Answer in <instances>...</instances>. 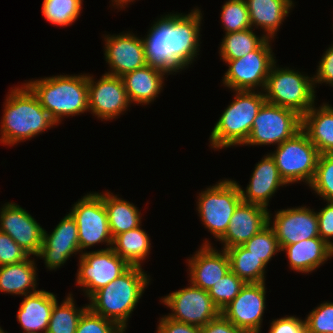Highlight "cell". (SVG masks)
<instances>
[{
    "mask_svg": "<svg viewBox=\"0 0 333 333\" xmlns=\"http://www.w3.org/2000/svg\"><path fill=\"white\" fill-rule=\"evenodd\" d=\"M202 17L200 9L193 8L188 14L168 13L153 22L142 37L146 64L167 75L189 67L199 55Z\"/></svg>",
    "mask_w": 333,
    "mask_h": 333,
    "instance_id": "cell-1",
    "label": "cell"
},
{
    "mask_svg": "<svg viewBox=\"0 0 333 333\" xmlns=\"http://www.w3.org/2000/svg\"><path fill=\"white\" fill-rule=\"evenodd\" d=\"M8 93L3 106L0 143L13 146L57 126L25 84L11 88Z\"/></svg>",
    "mask_w": 333,
    "mask_h": 333,
    "instance_id": "cell-2",
    "label": "cell"
},
{
    "mask_svg": "<svg viewBox=\"0 0 333 333\" xmlns=\"http://www.w3.org/2000/svg\"><path fill=\"white\" fill-rule=\"evenodd\" d=\"M149 282L150 275L142 267L130 266L115 280L96 291L89 298L88 308L126 331L129 317Z\"/></svg>",
    "mask_w": 333,
    "mask_h": 333,
    "instance_id": "cell-3",
    "label": "cell"
},
{
    "mask_svg": "<svg viewBox=\"0 0 333 333\" xmlns=\"http://www.w3.org/2000/svg\"><path fill=\"white\" fill-rule=\"evenodd\" d=\"M58 125L66 116L89 111L88 75H57L24 83Z\"/></svg>",
    "mask_w": 333,
    "mask_h": 333,
    "instance_id": "cell-4",
    "label": "cell"
},
{
    "mask_svg": "<svg viewBox=\"0 0 333 333\" xmlns=\"http://www.w3.org/2000/svg\"><path fill=\"white\" fill-rule=\"evenodd\" d=\"M234 100L223 111L209 137L211 148L223 149L243 145L254 118L266 102L263 91L235 90Z\"/></svg>",
    "mask_w": 333,
    "mask_h": 333,
    "instance_id": "cell-5",
    "label": "cell"
},
{
    "mask_svg": "<svg viewBox=\"0 0 333 333\" xmlns=\"http://www.w3.org/2000/svg\"><path fill=\"white\" fill-rule=\"evenodd\" d=\"M314 78L298 70L272 65L267 77L264 95L266 102L291 109L303 116L315 102Z\"/></svg>",
    "mask_w": 333,
    "mask_h": 333,
    "instance_id": "cell-6",
    "label": "cell"
},
{
    "mask_svg": "<svg viewBox=\"0 0 333 333\" xmlns=\"http://www.w3.org/2000/svg\"><path fill=\"white\" fill-rule=\"evenodd\" d=\"M197 209L203 225L219 240L226 232L230 219L242 201L238 182L223 179L197 196Z\"/></svg>",
    "mask_w": 333,
    "mask_h": 333,
    "instance_id": "cell-7",
    "label": "cell"
},
{
    "mask_svg": "<svg viewBox=\"0 0 333 333\" xmlns=\"http://www.w3.org/2000/svg\"><path fill=\"white\" fill-rule=\"evenodd\" d=\"M270 155L286 184L303 181L310 185L313 181L320 153L303 130L278 145Z\"/></svg>",
    "mask_w": 333,
    "mask_h": 333,
    "instance_id": "cell-8",
    "label": "cell"
},
{
    "mask_svg": "<svg viewBox=\"0 0 333 333\" xmlns=\"http://www.w3.org/2000/svg\"><path fill=\"white\" fill-rule=\"evenodd\" d=\"M272 39L267 38L256 50L235 60H223L228 70L222 77L223 85L235 90L264 91L267 77L276 62L270 46ZM259 87V88H258Z\"/></svg>",
    "mask_w": 333,
    "mask_h": 333,
    "instance_id": "cell-9",
    "label": "cell"
},
{
    "mask_svg": "<svg viewBox=\"0 0 333 333\" xmlns=\"http://www.w3.org/2000/svg\"><path fill=\"white\" fill-rule=\"evenodd\" d=\"M302 130V116L297 112L265 102L254 118L251 132L243 146L282 144Z\"/></svg>",
    "mask_w": 333,
    "mask_h": 333,
    "instance_id": "cell-10",
    "label": "cell"
},
{
    "mask_svg": "<svg viewBox=\"0 0 333 333\" xmlns=\"http://www.w3.org/2000/svg\"><path fill=\"white\" fill-rule=\"evenodd\" d=\"M70 214L77 223L80 253L103 242L112 248L113 238L103 203V193H87L73 204Z\"/></svg>",
    "mask_w": 333,
    "mask_h": 333,
    "instance_id": "cell-11",
    "label": "cell"
},
{
    "mask_svg": "<svg viewBox=\"0 0 333 333\" xmlns=\"http://www.w3.org/2000/svg\"><path fill=\"white\" fill-rule=\"evenodd\" d=\"M76 283L89 299L96 291L123 274L130 265L112 248L79 253Z\"/></svg>",
    "mask_w": 333,
    "mask_h": 333,
    "instance_id": "cell-12",
    "label": "cell"
},
{
    "mask_svg": "<svg viewBox=\"0 0 333 333\" xmlns=\"http://www.w3.org/2000/svg\"><path fill=\"white\" fill-rule=\"evenodd\" d=\"M161 299V303L172 311L166 316L178 322L203 327L221 314L208 291L191 283Z\"/></svg>",
    "mask_w": 333,
    "mask_h": 333,
    "instance_id": "cell-13",
    "label": "cell"
},
{
    "mask_svg": "<svg viewBox=\"0 0 333 333\" xmlns=\"http://www.w3.org/2000/svg\"><path fill=\"white\" fill-rule=\"evenodd\" d=\"M131 105L121 77L103 74L94 80L88 74L89 112L101 121L113 120Z\"/></svg>",
    "mask_w": 333,
    "mask_h": 333,
    "instance_id": "cell-14",
    "label": "cell"
},
{
    "mask_svg": "<svg viewBox=\"0 0 333 333\" xmlns=\"http://www.w3.org/2000/svg\"><path fill=\"white\" fill-rule=\"evenodd\" d=\"M266 289L265 282L246 283L240 293L222 309L221 314L248 333H261Z\"/></svg>",
    "mask_w": 333,
    "mask_h": 333,
    "instance_id": "cell-15",
    "label": "cell"
},
{
    "mask_svg": "<svg viewBox=\"0 0 333 333\" xmlns=\"http://www.w3.org/2000/svg\"><path fill=\"white\" fill-rule=\"evenodd\" d=\"M268 212V224L273 228L280 248L297 242L319 237L317 211L299 206L278 210L272 222Z\"/></svg>",
    "mask_w": 333,
    "mask_h": 333,
    "instance_id": "cell-16",
    "label": "cell"
},
{
    "mask_svg": "<svg viewBox=\"0 0 333 333\" xmlns=\"http://www.w3.org/2000/svg\"><path fill=\"white\" fill-rule=\"evenodd\" d=\"M104 56L110 70L105 74L121 77L146 66L143 39L134 33L105 35Z\"/></svg>",
    "mask_w": 333,
    "mask_h": 333,
    "instance_id": "cell-17",
    "label": "cell"
},
{
    "mask_svg": "<svg viewBox=\"0 0 333 333\" xmlns=\"http://www.w3.org/2000/svg\"><path fill=\"white\" fill-rule=\"evenodd\" d=\"M42 226L16 203L6 202L0 208V231L9 235L29 256L40 251Z\"/></svg>",
    "mask_w": 333,
    "mask_h": 333,
    "instance_id": "cell-18",
    "label": "cell"
},
{
    "mask_svg": "<svg viewBox=\"0 0 333 333\" xmlns=\"http://www.w3.org/2000/svg\"><path fill=\"white\" fill-rule=\"evenodd\" d=\"M77 252H80L77 223L68 213L51 234L43 230L42 245L36 257L43 258L45 267L49 270H56Z\"/></svg>",
    "mask_w": 333,
    "mask_h": 333,
    "instance_id": "cell-19",
    "label": "cell"
},
{
    "mask_svg": "<svg viewBox=\"0 0 333 333\" xmlns=\"http://www.w3.org/2000/svg\"><path fill=\"white\" fill-rule=\"evenodd\" d=\"M199 250L187 259L190 283L208 291L230 269V260L225 249L218 251L206 239Z\"/></svg>",
    "mask_w": 333,
    "mask_h": 333,
    "instance_id": "cell-20",
    "label": "cell"
},
{
    "mask_svg": "<svg viewBox=\"0 0 333 333\" xmlns=\"http://www.w3.org/2000/svg\"><path fill=\"white\" fill-rule=\"evenodd\" d=\"M269 209L241 201L235 209L225 234L218 240L223 249L244 245L268 224Z\"/></svg>",
    "mask_w": 333,
    "mask_h": 333,
    "instance_id": "cell-21",
    "label": "cell"
},
{
    "mask_svg": "<svg viewBox=\"0 0 333 333\" xmlns=\"http://www.w3.org/2000/svg\"><path fill=\"white\" fill-rule=\"evenodd\" d=\"M287 184L281 178L273 157L269 154L261 159L254 168L250 182L243 190L240 186L242 201L268 207L270 198L280 186Z\"/></svg>",
    "mask_w": 333,
    "mask_h": 333,
    "instance_id": "cell-22",
    "label": "cell"
},
{
    "mask_svg": "<svg viewBox=\"0 0 333 333\" xmlns=\"http://www.w3.org/2000/svg\"><path fill=\"white\" fill-rule=\"evenodd\" d=\"M57 296L46 290L24 296L17 312L23 333H46Z\"/></svg>",
    "mask_w": 333,
    "mask_h": 333,
    "instance_id": "cell-23",
    "label": "cell"
},
{
    "mask_svg": "<svg viewBox=\"0 0 333 333\" xmlns=\"http://www.w3.org/2000/svg\"><path fill=\"white\" fill-rule=\"evenodd\" d=\"M166 75L162 70L146 65L121 76L131 104L144 106L153 102L163 89Z\"/></svg>",
    "mask_w": 333,
    "mask_h": 333,
    "instance_id": "cell-24",
    "label": "cell"
},
{
    "mask_svg": "<svg viewBox=\"0 0 333 333\" xmlns=\"http://www.w3.org/2000/svg\"><path fill=\"white\" fill-rule=\"evenodd\" d=\"M251 26L261 27L266 38L273 39L294 7L293 0H245Z\"/></svg>",
    "mask_w": 333,
    "mask_h": 333,
    "instance_id": "cell-25",
    "label": "cell"
},
{
    "mask_svg": "<svg viewBox=\"0 0 333 333\" xmlns=\"http://www.w3.org/2000/svg\"><path fill=\"white\" fill-rule=\"evenodd\" d=\"M287 254L291 270L301 273H312L325 261L333 257L331 247L321 238H311L281 249Z\"/></svg>",
    "mask_w": 333,
    "mask_h": 333,
    "instance_id": "cell-26",
    "label": "cell"
},
{
    "mask_svg": "<svg viewBox=\"0 0 333 333\" xmlns=\"http://www.w3.org/2000/svg\"><path fill=\"white\" fill-rule=\"evenodd\" d=\"M302 130L320 154H333V107L315 104L302 116Z\"/></svg>",
    "mask_w": 333,
    "mask_h": 333,
    "instance_id": "cell-27",
    "label": "cell"
},
{
    "mask_svg": "<svg viewBox=\"0 0 333 333\" xmlns=\"http://www.w3.org/2000/svg\"><path fill=\"white\" fill-rule=\"evenodd\" d=\"M36 270V263L30 257L18 263L0 266V292L25 296L39 291L36 290Z\"/></svg>",
    "mask_w": 333,
    "mask_h": 333,
    "instance_id": "cell-28",
    "label": "cell"
},
{
    "mask_svg": "<svg viewBox=\"0 0 333 333\" xmlns=\"http://www.w3.org/2000/svg\"><path fill=\"white\" fill-rule=\"evenodd\" d=\"M103 203L107 211L112 238L142 225L140 216L142 214L133 203L107 191L103 193Z\"/></svg>",
    "mask_w": 333,
    "mask_h": 333,
    "instance_id": "cell-29",
    "label": "cell"
},
{
    "mask_svg": "<svg viewBox=\"0 0 333 333\" xmlns=\"http://www.w3.org/2000/svg\"><path fill=\"white\" fill-rule=\"evenodd\" d=\"M150 237L141 225L113 238L112 249L130 266H141L150 254Z\"/></svg>",
    "mask_w": 333,
    "mask_h": 333,
    "instance_id": "cell-30",
    "label": "cell"
},
{
    "mask_svg": "<svg viewBox=\"0 0 333 333\" xmlns=\"http://www.w3.org/2000/svg\"><path fill=\"white\" fill-rule=\"evenodd\" d=\"M230 269L245 283L265 282L266 264L251 254L243 245L226 249Z\"/></svg>",
    "mask_w": 333,
    "mask_h": 333,
    "instance_id": "cell-31",
    "label": "cell"
},
{
    "mask_svg": "<svg viewBox=\"0 0 333 333\" xmlns=\"http://www.w3.org/2000/svg\"><path fill=\"white\" fill-rule=\"evenodd\" d=\"M72 295L69 293L60 305L58 300L54 303L46 333H76L78 322L88 305L76 307Z\"/></svg>",
    "mask_w": 333,
    "mask_h": 333,
    "instance_id": "cell-32",
    "label": "cell"
},
{
    "mask_svg": "<svg viewBox=\"0 0 333 333\" xmlns=\"http://www.w3.org/2000/svg\"><path fill=\"white\" fill-rule=\"evenodd\" d=\"M253 28L225 34L219 47L222 60H235L256 50L267 38L256 35Z\"/></svg>",
    "mask_w": 333,
    "mask_h": 333,
    "instance_id": "cell-33",
    "label": "cell"
},
{
    "mask_svg": "<svg viewBox=\"0 0 333 333\" xmlns=\"http://www.w3.org/2000/svg\"><path fill=\"white\" fill-rule=\"evenodd\" d=\"M83 0H43L42 14L44 18L56 26L72 25L82 10Z\"/></svg>",
    "mask_w": 333,
    "mask_h": 333,
    "instance_id": "cell-34",
    "label": "cell"
},
{
    "mask_svg": "<svg viewBox=\"0 0 333 333\" xmlns=\"http://www.w3.org/2000/svg\"><path fill=\"white\" fill-rule=\"evenodd\" d=\"M243 246L266 265L274 255L281 251L276 234L269 224L255 234Z\"/></svg>",
    "mask_w": 333,
    "mask_h": 333,
    "instance_id": "cell-35",
    "label": "cell"
},
{
    "mask_svg": "<svg viewBox=\"0 0 333 333\" xmlns=\"http://www.w3.org/2000/svg\"><path fill=\"white\" fill-rule=\"evenodd\" d=\"M221 23L225 34L252 28L245 0H228L222 5Z\"/></svg>",
    "mask_w": 333,
    "mask_h": 333,
    "instance_id": "cell-36",
    "label": "cell"
},
{
    "mask_svg": "<svg viewBox=\"0 0 333 333\" xmlns=\"http://www.w3.org/2000/svg\"><path fill=\"white\" fill-rule=\"evenodd\" d=\"M245 284L230 270L208 290V293L214 304L222 311L240 293Z\"/></svg>",
    "mask_w": 333,
    "mask_h": 333,
    "instance_id": "cell-37",
    "label": "cell"
},
{
    "mask_svg": "<svg viewBox=\"0 0 333 333\" xmlns=\"http://www.w3.org/2000/svg\"><path fill=\"white\" fill-rule=\"evenodd\" d=\"M323 200L333 201V154H320L313 181L309 185Z\"/></svg>",
    "mask_w": 333,
    "mask_h": 333,
    "instance_id": "cell-38",
    "label": "cell"
},
{
    "mask_svg": "<svg viewBox=\"0 0 333 333\" xmlns=\"http://www.w3.org/2000/svg\"><path fill=\"white\" fill-rule=\"evenodd\" d=\"M308 333H333V302H323L305 319Z\"/></svg>",
    "mask_w": 333,
    "mask_h": 333,
    "instance_id": "cell-39",
    "label": "cell"
},
{
    "mask_svg": "<svg viewBox=\"0 0 333 333\" xmlns=\"http://www.w3.org/2000/svg\"><path fill=\"white\" fill-rule=\"evenodd\" d=\"M115 322L93 313L89 308L81 316L76 333H124Z\"/></svg>",
    "mask_w": 333,
    "mask_h": 333,
    "instance_id": "cell-40",
    "label": "cell"
},
{
    "mask_svg": "<svg viewBox=\"0 0 333 333\" xmlns=\"http://www.w3.org/2000/svg\"><path fill=\"white\" fill-rule=\"evenodd\" d=\"M29 257L9 235L0 231V266L18 263Z\"/></svg>",
    "mask_w": 333,
    "mask_h": 333,
    "instance_id": "cell-41",
    "label": "cell"
},
{
    "mask_svg": "<svg viewBox=\"0 0 333 333\" xmlns=\"http://www.w3.org/2000/svg\"><path fill=\"white\" fill-rule=\"evenodd\" d=\"M327 205L317 212L319 237L324 240L333 253V201H326Z\"/></svg>",
    "mask_w": 333,
    "mask_h": 333,
    "instance_id": "cell-42",
    "label": "cell"
},
{
    "mask_svg": "<svg viewBox=\"0 0 333 333\" xmlns=\"http://www.w3.org/2000/svg\"><path fill=\"white\" fill-rule=\"evenodd\" d=\"M268 333H308L305 319L294 316H286L273 319Z\"/></svg>",
    "mask_w": 333,
    "mask_h": 333,
    "instance_id": "cell-43",
    "label": "cell"
},
{
    "mask_svg": "<svg viewBox=\"0 0 333 333\" xmlns=\"http://www.w3.org/2000/svg\"><path fill=\"white\" fill-rule=\"evenodd\" d=\"M314 85L326 83L333 87V45L323 53L322 59L318 62Z\"/></svg>",
    "mask_w": 333,
    "mask_h": 333,
    "instance_id": "cell-44",
    "label": "cell"
},
{
    "mask_svg": "<svg viewBox=\"0 0 333 333\" xmlns=\"http://www.w3.org/2000/svg\"><path fill=\"white\" fill-rule=\"evenodd\" d=\"M156 333H201V327L172 320L166 315L161 317Z\"/></svg>",
    "mask_w": 333,
    "mask_h": 333,
    "instance_id": "cell-45",
    "label": "cell"
},
{
    "mask_svg": "<svg viewBox=\"0 0 333 333\" xmlns=\"http://www.w3.org/2000/svg\"><path fill=\"white\" fill-rule=\"evenodd\" d=\"M201 333H248L246 330L238 328L220 314L215 319L201 327Z\"/></svg>",
    "mask_w": 333,
    "mask_h": 333,
    "instance_id": "cell-46",
    "label": "cell"
},
{
    "mask_svg": "<svg viewBox=\"0 0 333 333\" xmlns=\"http://www.w3.org/2000/svg\"><path fill=\"white\" fill-rule=\"evenodd\" d=\"M134 0H111V2L114 4H112V6L117 8H124L128 5V3L130 4V2H133Z\"/></svg>",
    "mask_w": 333,
    "mask_h": 333,
    "instance_id": "cell-47",
    "label": "cell"
},
{
    "mask_svg": "<svg viewBox=\"0 0 333 333\" xmlns=\"http://www.w3.org/2000/svg\"><path fill=\"white\" fill-rule=\"evenodd\" d=\"M0 333H4V330L0 327Z\"/></svg>",
    "mask_w": 333,
    "mask_h": 333,
    "instance_id": "cell-48",
    "label": "cell"
}]
</instances>
